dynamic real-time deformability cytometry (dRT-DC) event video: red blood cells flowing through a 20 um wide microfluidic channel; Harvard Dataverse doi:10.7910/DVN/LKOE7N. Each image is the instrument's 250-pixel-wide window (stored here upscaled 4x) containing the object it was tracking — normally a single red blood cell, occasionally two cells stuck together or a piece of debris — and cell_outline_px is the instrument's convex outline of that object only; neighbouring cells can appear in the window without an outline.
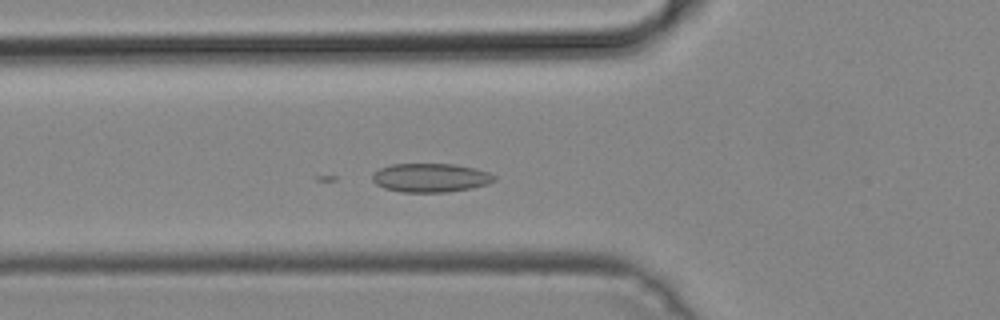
{"species": "common noctule bat (a hibernating species)", "species_latin": "Nyctalus noctula", "temperature_condition": "cold", "stored_images_in_passage": 43, "camera_frame_rate_fps": 3000, "um_per_image_px": 0.085, "animal": {"sex": "male", "body_mass_g": 19.2, "forearm_length_mm": 51.8}, "frame": {"image": 1, "passage_image": 14, "time_ms": 4.333, "image_size_px": [1000, 320], "cell_outline_px": [[496, 180], [488, 184], [472, 188], [448, 192], [400, 192], [384, 188], [376, 184], [372, 180], [372, 176], [380, 168], [392, 164], [456, 164], [488, 172], [496, 176]], "centroid_in_image_um": [36.61, 15.11], "position_along_channel_um": 89.2, "area_um2": 20.46}}
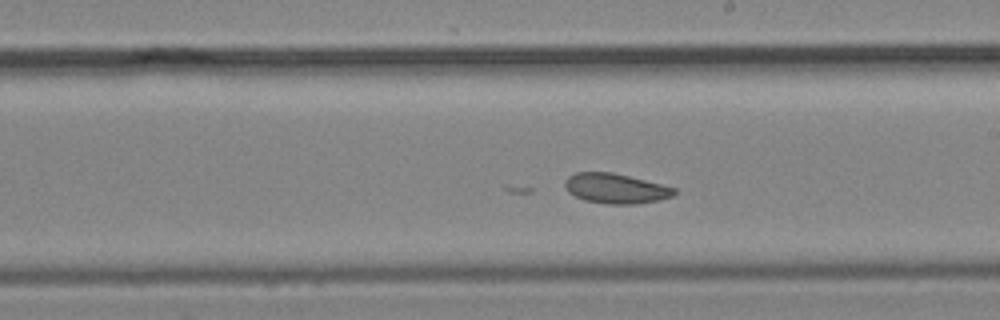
{"frame": {"image": 2, "passage_image": 25, "time_ms": 8.0, "image_size_px": [1000, 320], "cell_outline_px": [[676, 192], [672, 196], [660, 200], [636, 204], [608, 204], [584, 200], [568, 192], [564, 184], [564, 180], [568, 176], [576, 172], [612, 172], [676, 188]], "centroid_in_image_um": [52.31, 16.02], "position_along_channel_um": 236.7, "area_um2": 19.02}}
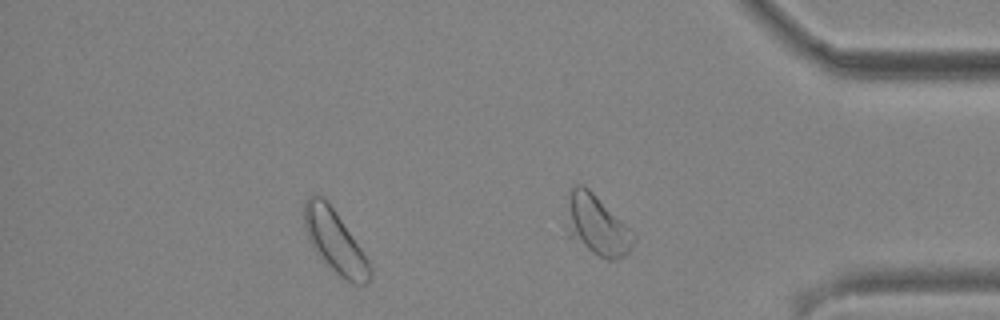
{"frame": {"image": 3, "passage_image": 37, "time_ms": 12.0, "image_size_px": [1000, 320], "cell_outline_px": [[372, 276], [364, 284], [352, 284], [344, 280], [316, 252], [308, 240], [304, 224], [304, 200], [308, 196], [316, 192], [332, 208], [360, 248], [368, 260], [372, 268]], "centroid_in_image_um": [28.44, 20.53], "position_along_channel_um": 406.8, "area_um2": 23.35}}